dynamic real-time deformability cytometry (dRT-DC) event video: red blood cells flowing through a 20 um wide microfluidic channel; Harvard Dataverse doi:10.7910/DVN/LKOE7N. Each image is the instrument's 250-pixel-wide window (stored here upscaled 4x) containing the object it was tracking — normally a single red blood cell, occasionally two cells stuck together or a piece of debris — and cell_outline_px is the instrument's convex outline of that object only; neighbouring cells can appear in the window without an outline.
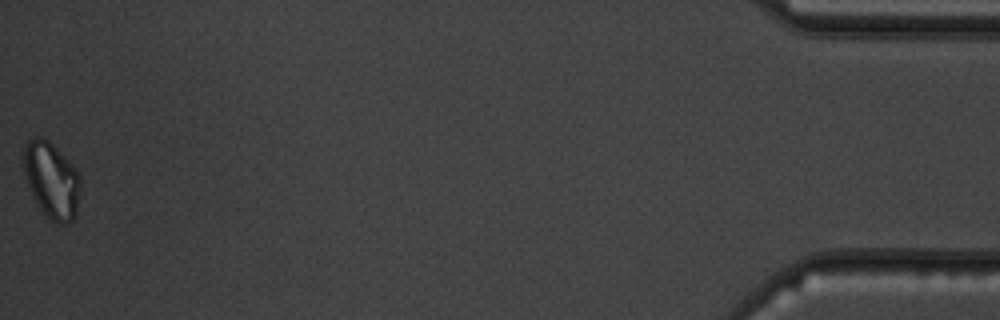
{"species": "common noctule bat (a hibernating species)", "species_latin": "Nyctalus noctula", "temperature_condition": "warm", "stored_images_in_passage": 41, "camera_frame_rate_fps": 3000, "um_per_image_px": 0.085, "animal": {"sex": "male", "body_mass_g": 19.5, "forearm_length_mm": 54.6}, "frame": {"image": 1, "passage_image": 41, "time_ms": 13.333, "image_size_px": [1000, 320], "cell_outline_px": [[80, 192], [76, 216], [72, 220], [64, 224], [60, 224], [52, 220], [40, 208], [28, 184], [24, 172], [24, 148], [28, 140], [36, 136], [40, 136], [48, 140], [72, 164], [80, 176]], "centroid_in_image_um": [4.41, 15.3], "position_along_channel_um": 430.8, "area_um2": 24.8}}